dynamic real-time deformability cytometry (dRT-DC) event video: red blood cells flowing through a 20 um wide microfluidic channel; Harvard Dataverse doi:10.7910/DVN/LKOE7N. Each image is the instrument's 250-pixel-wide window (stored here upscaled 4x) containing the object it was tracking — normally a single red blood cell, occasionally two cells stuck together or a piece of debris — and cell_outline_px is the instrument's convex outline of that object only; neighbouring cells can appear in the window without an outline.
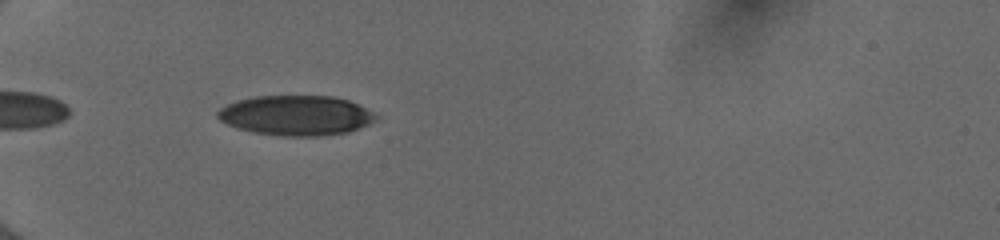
{"species": "human", "species_latin": "Homo sapiens", "temperature_condition": "cold", "stored_images_in_passage": 34, "camera_frame_rate_fps": 3000, "um_per_image_px": 0.085, "donor": {"sex": "female"}, "frame": {"image": 1, "passage_image": 2, "time_ms": 0.333, "image_size_px": [1000, 240], "cell_outline_px": [[376, 120], [368, 124], [348, 132], [320, 136], [284, 136], [256, 132], [236, 128], [220, 120], [216, 116], [216, 112], [220, 108], [236, 100], [256, 96], [332, 96], [348, 100], [372, 112], [376, 116]], "centroid_in_image_um": [25.13, 9.81], "position_along_channel_um": 59.9, "area_um2": 36.59}}
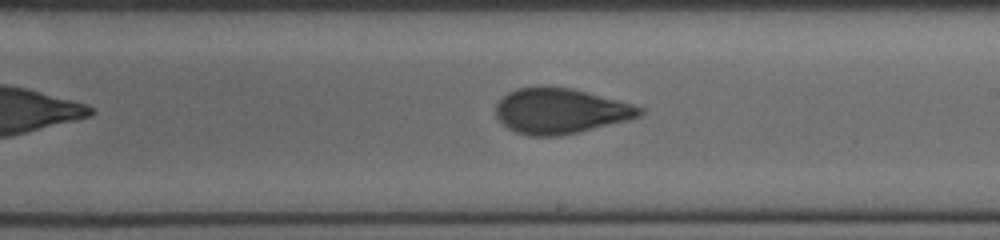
{"frame": {"image": 2, "passage_image": 17, "time_ms": 5.333, "image_size_px": [1000, 240], "cell_outline_px": [[644, 112], [640, 116], [628, 120], [560, 136], [528, 136], [516, 132], [508, 128], [496, 116], [496, 104], [508, 92], [516, 88], [540, 84], [544, 84], [572, 88], [632, 104], [644, 108]], "centroid_in_image_um": [47.61, 9.41], "position_along_channel_um": 241.4, "area_um2": 38.32}}
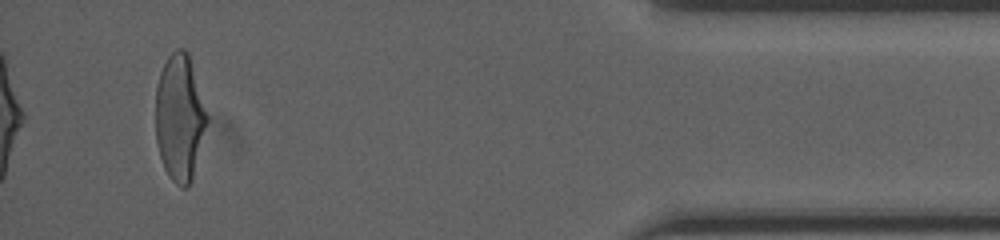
{"frame": {"image": 3, "passage_image": 34, "time_ms": 11.0, "image_size_px": [1000, 240], "cell_outline_px": [[208, 120], [192, 180], [188, 188], [180, 188], [168, 176], [164, 168], [156, 144], [156, 88], [160, 72], [168, 56], [176, 48], [184, 48], [188, 52], [208, 116]], "centroid_in_image_um": [15.26, 10.02], "position_along_channel_um": 419.9, "area_um2": 37.92}, "authors_computed_cell_mechanics": {"area_um2": 38.3214, "velocity_mm_per_s": 4.0029, "shape_relaxation_time_tau1_ms": 3.7284, "shape_relaxation_time_tau2_ms": 1.025, "deformation_change_tau1": 0.1746, "deformation_change_tau2": 0.0782}}